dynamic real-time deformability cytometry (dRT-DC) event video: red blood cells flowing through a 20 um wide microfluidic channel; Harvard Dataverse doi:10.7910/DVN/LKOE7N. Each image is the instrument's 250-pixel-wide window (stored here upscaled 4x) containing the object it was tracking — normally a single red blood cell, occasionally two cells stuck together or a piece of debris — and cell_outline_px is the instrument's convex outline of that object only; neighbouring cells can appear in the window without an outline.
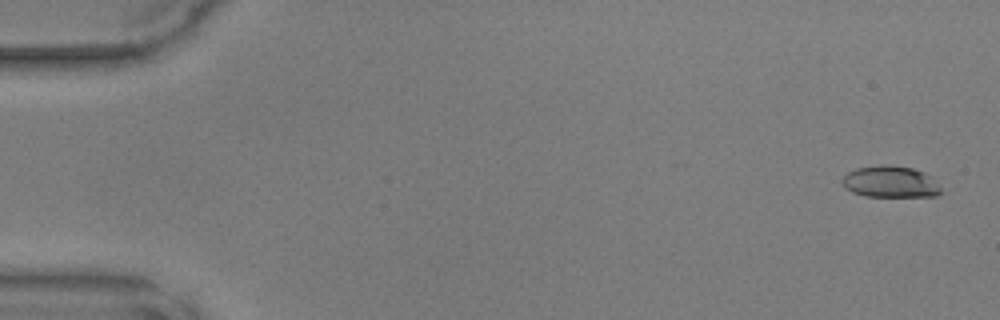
{"species": "common noctule bat (a hibernating species)", "species_latin": "Nyctalus noctula", "temperature_condition": "warm", "stored_images_in_passage": 48, "camera_frame_rate_fps": 3000, "um_per_image_px": 0.085, "animal": {"sex": "male", "body_mass_g": 17.9, "forearm_length_mm": 54.2}, "frame": {"image": 1, "passage_image": 2, "time_ms": 0.333, "image_size_px": [1000, 320], "cell_outline_px": [[940, 192], [936, 196], [864, 196], [852, 192], [844, 188], [840, 180], [848, 172], [856, 168], [912, 168], [924, 172], [940, 188]], "centroid_in_image_um": [75.62, 15.51], "position_along_channel_um": 9.4, "area_um2": 17.17}}
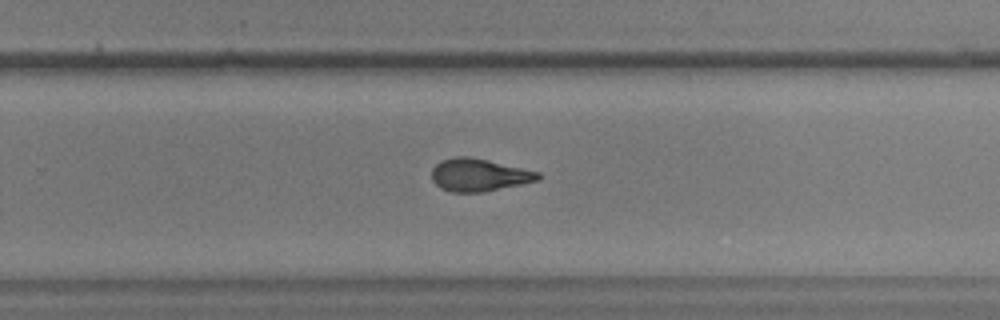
{"frame": {"image": 2, "passage_image": 32, "time_ms": 10.333, "image_size_px": [1000, 320], "cell_outline_px": [[540, 180], [480, 192], [452, 192], [440, 188], [432, 180], [432, 168], [440, 160], [456, 156], [468, 156], [488, 160], [540, 172]], "centroid_in_image_um": [40.68, 14.86], "position_along_channel_um": 289.1, "area_um2": 20.11}}
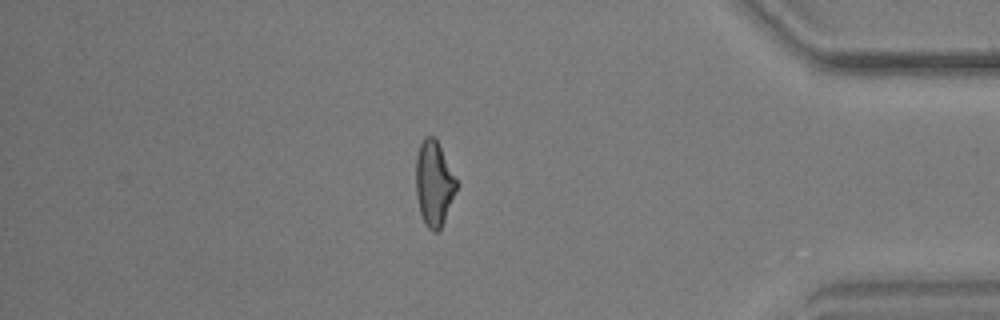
{"frame": {"image": 3, "passage_image": 42, "time_ms": 13.667, "image_size_px": [1000, 320], "cell_outline_px": [[460, 184], [444, 220], [440, 228], [436, 232], [432, 232], [428, 228], [420, 212], [416, 196], [416, 156], [420, 144], [424, 136], [432, 136], [436, 140]], "centroid_in_image_um": [36.9, 15.59], "position_along_channel_um": 398.3, "area_um2": 20.11}}